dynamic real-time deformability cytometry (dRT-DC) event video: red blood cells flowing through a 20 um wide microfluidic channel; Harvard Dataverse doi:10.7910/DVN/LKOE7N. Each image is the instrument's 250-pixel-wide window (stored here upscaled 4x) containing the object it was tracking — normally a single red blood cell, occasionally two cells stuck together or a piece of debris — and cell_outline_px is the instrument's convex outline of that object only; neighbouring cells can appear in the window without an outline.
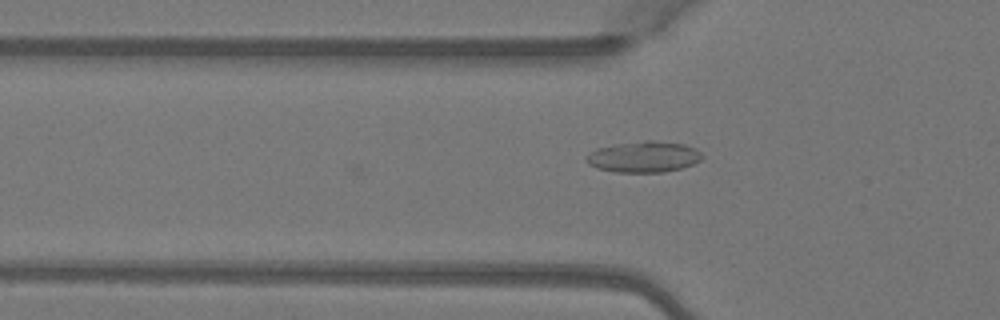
{"species": "Egyptian fruit bat (a non-hibernating species)", "species_latin": "Rousettus aegyptiacus", "temperature_condition": "warm", "stored_images_in_passage": 6, "camera_frame_rate_fps": 3000, "um_per_image_px": 0.085, "animal": {"sex": "female"}, "frame": {"image": 1, "passage_image": 6, "time_ms": 1.667, "image_size_px": [1000, 320], "cell_outline_px": [[704, 156], [700, 160], [692, 164], [680, 168], [664, 172], [616, 172], [596, 168], [588, 164], [588, 156], [596, 148], [616, 144], [648, 140], [652, 140], [684, 144], [700, 152]], "centroid_in_image_um": [54.73, 13.33], "position_along_channel_um": 71.1, "area_um2": 20.63}}